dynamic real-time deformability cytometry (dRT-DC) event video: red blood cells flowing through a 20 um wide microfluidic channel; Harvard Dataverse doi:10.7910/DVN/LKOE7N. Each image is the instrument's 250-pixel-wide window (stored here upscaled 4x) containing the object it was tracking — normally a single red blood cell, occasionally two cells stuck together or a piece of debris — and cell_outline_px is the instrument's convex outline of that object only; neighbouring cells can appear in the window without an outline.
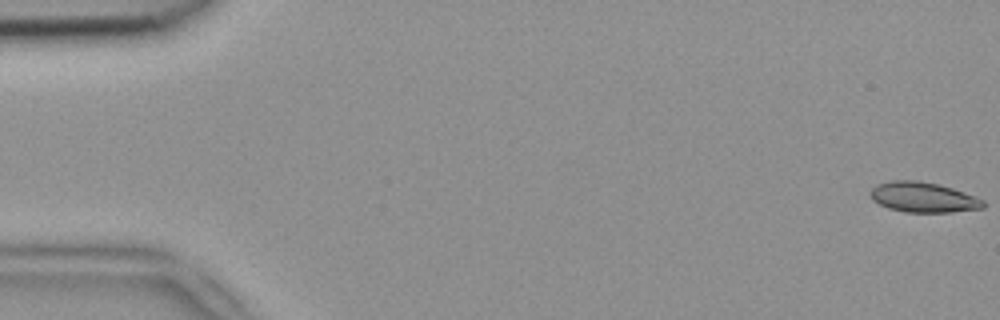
{"species": "common noctule bat (a hibernating species)", "species_latin": "Nyctalus noctula", "temperature_condition": "room temperature", "stored_images_in_passage": 8, "camera_frame_rate_fps": 3000, "um_per_image_px": 0.085, "animal": {"sex": "female", "body_mass_g": 18.4}, "frame": {"image": 1, "passage_image": 1, "time_ms": 0.0, "image_size_px": [1000, 320], "cell_outline_px": [[984, 208], [952, 212], [904, 212], [888, 208], [872, 200], [868, 192], [876, 184], [892, 180], [916, 180], [936, 184], [952, 188], [984, 200]], "centroid_in_image_um": [78.43, 16.77], "position_along_channel_um": 6.6, "area_um2": 19.83}}